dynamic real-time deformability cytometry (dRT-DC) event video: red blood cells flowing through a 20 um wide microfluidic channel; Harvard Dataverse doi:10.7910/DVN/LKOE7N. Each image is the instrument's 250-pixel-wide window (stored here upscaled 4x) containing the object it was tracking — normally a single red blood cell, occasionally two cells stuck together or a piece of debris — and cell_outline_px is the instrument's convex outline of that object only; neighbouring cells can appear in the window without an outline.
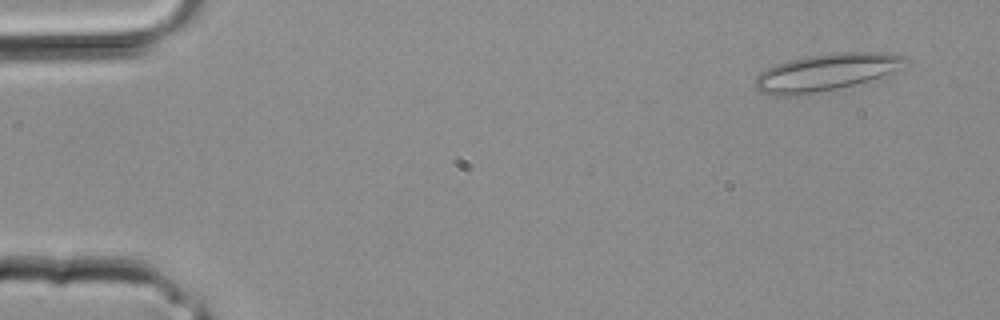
{"species": "common noctule bat (a hibernating species)", "species_latin": "Nyctalus noctula", "temperature_condition": "room temperature", "stored_images_in_passage": 35, "camera_frame_rate_fps": 3000, "um_per_image_px": 0.085, "animal": {"sex": "male", "body_mass_g": 20.4}, "frame": {"image": 1, "passage_image": 3, "time_ms": 0.667, "image_size_px": [1000, 320], "cell_outline_px": [[908, 60], [892, 72], [884, 76], [836, 88], [800, 96], [776, 96], [760, 92], [756, 88], [756, 76], [760, 72], [776, 64], [788, 60], [808, 56], [836, 52], [888, 52], [904, 56]], "centroid_in_image_um": [70.18, 6.14], "position_along_channel_um": 14.8, "area_um2": 32.25}}
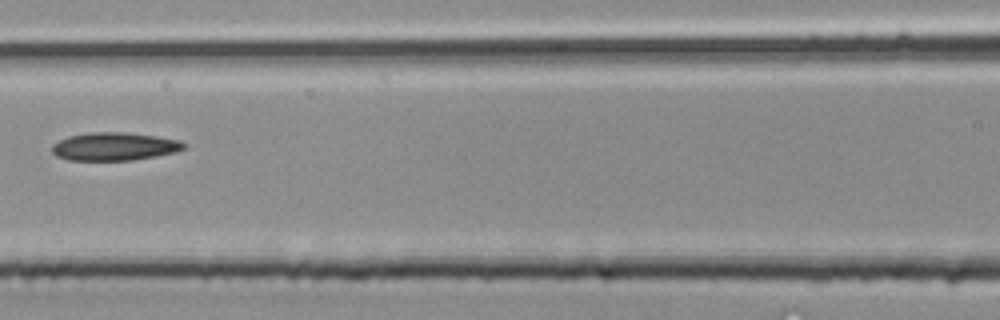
{"frame": {"image": 2, "passage_image": 16, "time_ms": 5.0, "image_size_px": [1000, 320], "cell_outline_px": [[188, 148], [176, 152], [156, 156], [132, 160], [68, 160], [56, 156], [52, 152], [52, 144], [68, 136], [88, 132], [124, 132], [156, 136], [180, 140], [188, 144]], "centroid_in_image_um": [9.76, 12.45], "position_along_channel_um": 156.8, "area_um2": 21.79}}
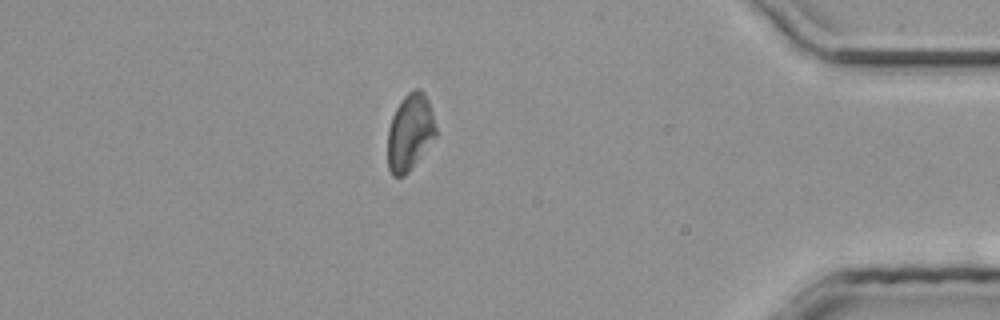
{"frame": {"image": 3, "passage_image": 30, "time_ms": 9.667, "image_size_px": [1000, 320], "cell_outline_px": [[436, 136], [408, 172], [404, 176], [392, 176], [388, 168], [388, 128], [392, 116], [396, 108], [404, 96], [408, 92], [416, 88], [420, 88], [424, 92], [428, 100], [436, 128]], "centroid_in_image_um": [34.83, 11.23], "position_along_channel_um": 400.4, "area_um2": 21.33}}